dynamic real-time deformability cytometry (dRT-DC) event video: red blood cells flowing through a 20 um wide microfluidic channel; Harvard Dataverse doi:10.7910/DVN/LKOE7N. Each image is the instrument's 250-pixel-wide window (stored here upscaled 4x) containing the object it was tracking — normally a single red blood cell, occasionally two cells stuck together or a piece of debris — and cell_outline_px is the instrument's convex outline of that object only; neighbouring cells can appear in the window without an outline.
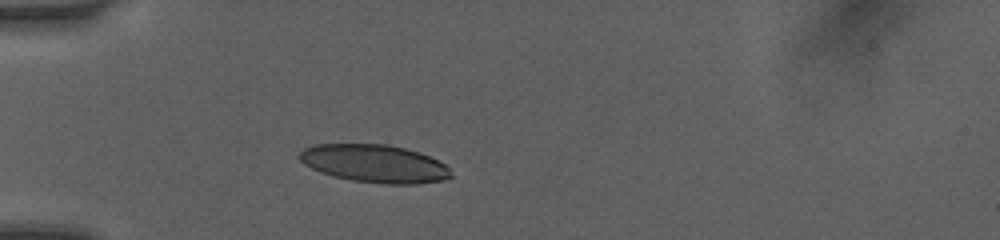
{"species": "human", "species_latin": "Homo sapiens", "temperature_condition": "room temperature", "stored_images_in_passage": 45, "camera_frame_rate_fps": 3000, "um_per_image_px": 0.085, "donor": {"sex": "female"}, "frame": {"image": 1, "passage_image": 1, "time_ms": 0.0, "image_size_px": [1000, 240], "cell_outline_px": [[452, 176], [444, 180], [416, 184], [384, 184], [352, 180], [332, 176], [320, 172], [304, 164], [296, 156], [304, 148], [312, 144], [388, 144], [420, 152], [444, 164], [448, 168]], "centroid_in_image_um": [31.79, 13.9], "position_along_channel_um": 53.2, "area_um2": 33.52}}
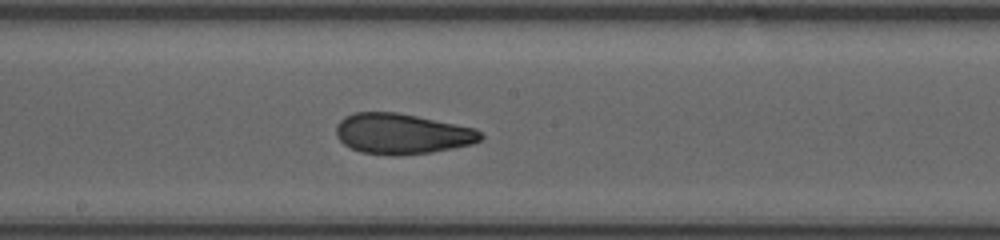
{"frame": {"image": 2, "passage_image": 24, "time_ms": 4.333, "image_size_px": [1000, 240], "cell_outline_px": [[484, 136], [480, 140], [472, 144], [432, 152], [400, 156], [396, 156], [360, 152], [344, 144], [336, 136], [336, 124], [344, 116], [356, 112], [396, 112], [476, 128]], "centroid_in_image_um": [34.15, 11.37], "position_along_channel_um": 214.0, "area_um2": 34.16}}
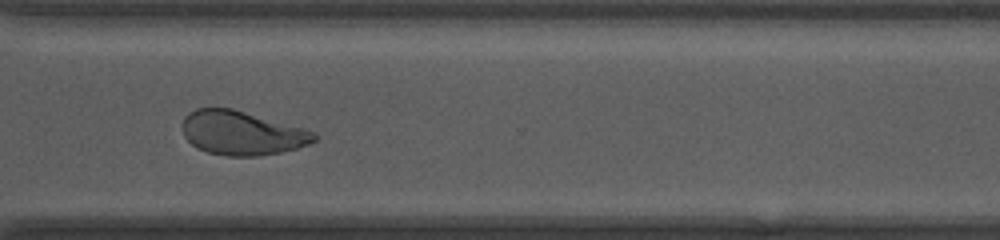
{"frame": {"image": 3, "passage_image": 44, "time_ms": 7.667, "image_size_px": [1000, 240], "cell_outline_px": [[316, 140], [308, 144], [296, 148], [280, 152], [256, 156], [228, 156], [208, 152], [196, 148], [184, 136], [180, 124], [184, 116], [188, 112], [196, 108], [232, 108], [304, 128], [316, 132]], "centroid_in_image_um": [20.52, 11.29], "position_along_channel_um": 350.1, "area_um2": 33.93}}